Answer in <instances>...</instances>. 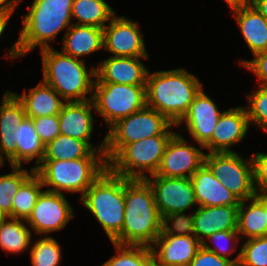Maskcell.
I'll return each mask as SVG.
<instances>
[{
    "instance_id": "1",
    "label": "cell",
    "mask_w": 267,
    "mask_h": 266,
    "mask_svg": "<svg viewBox=\"0 0 267 266\" xmlns=\"http://www.w3.org/2000/svg\"><path fill=\"white\" fill-rule=\"evenodd\" d=\"M73 0H33L22 19L19 37L6 51L5 58H21L33 51L52 47L50 44L58 34L65 32L72 22Z\"/></svg>"
},
{
    "instance_id": "2",
    "label": "cell",
    "mask_w": 267,
    "mask_h": 266,
    "mask_svg": "<svg viewBox=\"0 0 267 266\" xmlns=\"http://www.w3.org/2000/svg\"><path fill=\"white\" fill-rule=\"evenodd\" d=\"M160 233L161 216L152 187L146 180L125 178L124 223L111 242L151 247Z\"/></svg>"
},
{
    "instance_id": "3",
    "label": "cell",
    "mask_w": 267,
    "mask_h": 266,
    "mask_svg": "<svg viewBox=\"0 0 267 266\" xmlns=\"http://www.w3.org/2000/svg\"><path fill=\"white\" fill-rule=\"evenodd\" d=\"M203 87L200 79L185 68L149 70L146 81V106L177 125Z\"/></svg>"
},
{
    "instance_id": "4",
    "label": "cell",
    "mask_w": 267,
    "mask_h": 266,
    "mask_svg": "<svg viewBox=\"0 0 267 266\" xmlns=\"http://www.w3.org/2000/svg\"><path fill=\"white\" fill-rule=\"evenodd\" d=\"M40 53L42 81L51 86L65 102L92 99L96 66L92 65L90 69L84 60L66 55L54 47L42 49Z\"/></svg>"
},
{
    "instance_id": "5",
    "label": "cell",
    "mask_w": 267,
    "mask_h": 266,
    "mask_svg": "<svg viewBox=\"0 0 267 266\" xmlns=\"http://www.w3.org/2000/svg\"><path fill=\"white\" fill-rule=\"evenodd\" d=\"M101 225L109 241L122 230L125 213V178L108 168L79 199Z\"/></svg>"
},
{
    "instance_id": "6",
    "label": "cell",
    "mask_w": 267,
    "mask_h": 266,
    "mask_svg": "<svg viewBox=\"0 0 267 266\" xmlns=\"http://www.w3.org/2000/svg\"><path fill=\"white\" fill-rule=\"evenodd\" d=\"M107 168L106 158L43 160L35 173L40 177L44 188L47 187L45 190L62 194L79 193L81 198Z\"/></svg>"
},
{
    "instance_id": "7",
    "label": "cell",
    "mask_w": 267,
    "mask_h": 266,
    "mask_svg": "<svg viewBox=\"0 0 267 266\" xmlns=\"http://www.w3.org/2000/svg\"><path fill=\"white\" fill-rule=\"evenodd\" d=\"M171 123L164 115L145 106L143 109L119 119L108 128L105 135L107 163L125 146L157 135H174Z\"/></svg>"
},
{
    "instance_id": "8",
    "label": "cell",
    "mask_w": 267,
    "mask_h": 266,
    "mask_svg": "<svg viewBox=\"0 0 267 266\" xmlns=\"http://www.w3.org/2000/svg\"><path fill=\"white\" fill-rule=\"evenodd\" d=\"M172 136L157 135L125 145L108 162V169L126 179L145 180L158 170Z\"/></svg>"
},
{
    "instance_id": "9",
    "label": "cell",
    "mask_w": 267,
    "mask_h": 266,
    "mask_svg": "<svg viewBox=\"0 0 267 266\" xmlns=\"http://www.w3.org/2000/svg\"><path fill=\"white\" fill-rule=\"evenodd\" d=\"M92 101L109 128L146 106V85L94 83Z\"/></svg>"
},
{
    "instance_id": "10",
    "label": "cell",
    "mask_w": 267,
    "mask_h": 266,
    "mask_svg": "<svg viewBox=\"0 0 267 266\" xmlns=\"http://www.w3.org/2000/svg\"><path fill=\"white\" fill-rule=\"evenodd\" d=\"M204 164L240 201L256 196L251 157L245 159L236 151L206 153Z\"/></svg>"
},
{
    "instance_id": "11",
    "label": "cell",
    "mask_w": 267,
    "mask_h": 266,
    "mask_svg": "<svg viewBox=\"0 0 267 266\" xmlns=\"http://www.w3.org/2000/svg\"><path fill=\"white\" fill-rule=\"evenodd\" d=\"M73 218H75L74 209L64 193L44 189L25 221L34 234L48 236L64 229Z\"/></svg>"
},
{
    "instance_id": "12",
    "label": "cell",
    "mask_w": 267,
    "mask_h": 266,
    "mask_svg": "<svg viewBox=\"0 0 267 266\" xmlns=\"http://www.w3.org/2000/svg\"><path fill=\"white\" fill-rule=\"evenodd\" d=\"M137 22L116 14L103 28V50L114 57H150Z\"/></svg>"
},
{
    "instance_id": "13",
    "label": "cell",
    "mask_w": 267,
    "mask_h": 266,
    "mask_svg": "<svg viewBox=\"0 0 267 266\" xmlns=\"http://www.w3.org/2000/svg\"><path fill=\"white\" fill-rule=\"evenodd\" d=\"M184 135L175 133L166 145L160 166L154 175L191 178L204 164V147L190 145Z\"/></svg>"
},
{
    "instance_id": "14",
    "label": "cell",
    "mask_w": 267,
    "mask_h": 266,
    "mask_svg": "<svg viewBox=\"0 0 267 266\" xmlns=\"http://www.w3.org/2000/svg\"><path fill=\"white\" fill-rule=\"evenodd\" d=\"M145 180L153 189L160 216L185 213L197 205L191 178L151 175Z\"/></svg>"
},
{
    "instance_id": "15",
    "label": "cell",
    "mask_w": 267,
    "mask_h": 266,
    "mask_svg": "<svg viewBox=\"0 0 267 266\" xmlns=\"http://www.w3.org/2000/svg\"><path fill=\"white\" fill-rule=\"evenodd\" d=\"M215 101L204 92V86L196 94L189 110L176 125L179 130H185L189 137L198 145L204 146L212 137L221 114ZM185 124V126L183 125Z\"/></svg>"
},
{
    "instance_id": "16",
    "label": "cell",
    "mask_w": 267,
    "mask_h": 266,
    "mask_svg": "<svg viewBox=\"0 0 267 266\" xmlns=\"http://www.w3.org/2000/svg\"><path fill=\"white\" fill-rule=\"evenodd\" d=\"M250 129L245 106L231 107L221 114L211 139L203 146L207 153L234 152V145L243 142Z\"/></svg>"
},
{
    "instance_id": "17",
    "label": "cell",
    "mask_w": 267,
    "mask_h": 266,
    "mask_svg": "<svg viewBox=\"0 0 267 266\" xmlns=\"http://www.w3.org/2000/svg\"><path fill=\"white\" fill-rule=\"evenodd\" d=\"M92 111H95L92 99L83 102H65L58 114L60 134L86 141L96 151H105V137L96 146L91 142L95 127Z\"/></svg>"
},
{
    "instance_id": "18",
    "label": "cell",
    "mask_w": 267,
    "mask_h": 266,
    "mask_svg": "<svg viewBox=\"0 0 267 266\" xmlns=\"http://www.w3.org/2000/svg\"><path fill=\"white\" fill-rule=\"evenodd\" d=\"M149 57H114L100 60L95 83L146 85L149 69L141 62Z\"/></svg>"
},
{
    "instance_id": "19",
    "label": "cell",
    "mask_w": 267,
    "mask_h": 266,
    "mask_svg": "<svg viewBox=\"0 0 267 266\" xmlns=\"http://www.w3.org/2000/svg\"><path fill=\"white\" fill-rule=\"evenodd\" d=\"M201 244L194 235H159L151 246L154 266H188Z\"/></svg>"
},
{
    "instance_id": "20",
    "label": "cell",
    "mask_w": 267,
    "mask_h": 266,
    "mask_svg": "<svg viewBox=\"0 0 267 266\" xmlns=\"http://www.w3.org/2000/svg\"><path fill=\"white\" fill-rule=\"evenodd\" d=\"M22 103L11 92L3 93L0 105V156L10 166H17V144L14 142V127L26 117Z\"/></svg>"
},
{
    "instance_id": "21",
    "label": "cell",
    "mask_w": 267,
    "mask_h": 266,
    "mask_svg": "<svg viewBox=\"0 0 267 266\" xmlns=\"http://www.w3.org/2000/svg\"><path fill=\"white\" fill-rule=\"evenodd\" d=\"M239 206H197L194 236L202 243L218 231L237 230Z\"/></svg>"
},
{
    "instance_id": "22",
    "label": "cell",
    "mask_w": 267,
    "mask_h": 266,
    "mask_svg": "<svg viewBox=\"0 0 267 266\" xmlns=\"http://www.w3.org/2000/svg\"><path fill=\"white\" fill-rule=\"evenodd\" d=\"M191 182L197 206H239L240 200L228 190L203 164L192 176Z\"/></svg>"
},
{
    "instance_id": "23",
    "label": "cell",
    "mask_w": 267,
    "mask_h": 266,
    "mask_svg": "<svg viewBox=\"0 0 267 266\" xmlns=\"http://www.w3.org/2000/svg\"><path fill=\"white\" fill-rule=\"evenodd\" d=\"M22 103L27 117L37 118L41 116L58 115L65 101L48 84L40 82L23 91L22 94L11 91Z\"/></svg>"
},
{
    "instance_id": "24",
    "label": "cell",
    "mask_w": 267,
    "mask_h": 266,
    "mask_svg": "<svg viewBox=\"0 0 267 266\" xmlns=\"http://www.w3.org/2000/svg\"><path fill=\"white\" fill-rule=\"evenodd\" d=\"M246 46L254 56L267 50V20L253 6L231 9Z\"/></svg>"
},
{
    "instance_id": "25",
    "label": "cell",
    "mask_w": 267,
    "mask_h": 266,
    "mask_svg": "<svg viewBox=\"0 0 267 266\" xmlns=\"http://www.w3.org/2000/svg\"><path fill=\"white\" fill-rule=\"evenodd\" d=\"M103 49V29L94 26L72 24L64 32L61 51L74 58L84 60L87 56ZM83 57V59H81Z\"/></svg>"
},
{
    "instance_id": "26",
    "label": "cell",
    "mask_w": 267,
    "mask_h": 266,
    "mask_svg": "<svg viewBox=\"0 0 267 266\" xmlns=\"http://www.w3.org/2000/svg\"><path fill=\"white\" fill-rule=\"evenodd\" d=\"M14 142L17 144V166L35 160L31 167L35 170L44 159L45 145L35 131L32 118L26 116L20 125L14 127Z\"/></svg>"
},
{
    "instance_id": "27",
    "label": "cell",
    "mask_w": 267,
    "mask_h": 266,
    "mask_svg": "<svg viewBox=\"0 0 267 266\" xmlns=\"http://www.w3.org/2000/svg\"><path fill=\"white\" fill-rule=\"evenodd\" d=\"M266 222L264 205L255 196L240 201L237 232L241 240L267 236Z\"/></svg>"
},
{
    "instance_id": "28",
    "label": "cell",
    "mask_w": 267,
    "mask_h": 266,
    "mask_svg": "<svg viewBox=\"0 0 267 266\" xmlns=\"http://www.w3.org/2000/svg\"><path fill=\"white\" fill-rule=\"evenodd\" d=\"M80 158H106L105 151L94 150L86 141L58 135L45 145L43 160H77Z\"/></svg>"
},
{
    "instance_id": "29",
    "label": "cell",
    "mask_w": 267,
    "mask_h": 266,
    "mask_svg": "<svg viewBox=\"0 0 267 266\" xmlns=\"http://www.w3.org/2000/svg\"><path fill=\"white\" fill-rule=\"evenodd\" d=\"M32 234L25 220L4 217L0 221V248L7 255L25 252L31 247Z\"/></svg>"
},
{
    "instance_id": "30",
    "label": "cell",
    "mask_w": 267,
    "mask_h": 266,
    "mask_svg": "<svg viewBox=\"0 0 267 266\" xmlns=\"http://www.w3.org/2000/svg\"><path fill=\"white\" fill-rule=\"evenodd\" d=\"M116 14L106 0H73V24L104 28Z\"/></svg>"
},
{
    "instance_id": "31",
    "label": "cell",
    "mask_w": 267,
    "mask_h": 266,
    "mask_svg": "<svg viewBox=\"0 0 267 266\" xmlns=\"http://www.w3.org/2000/svg\"><path fill=\"white\" fill-rule=\"evenodd\" d=\"M11 172L0 175V212L12 218V202L20 186L35 172L34 169L10 166Z\"/></svg>"
},
{
    "instance_id": "32",
    "label": "cell",
    "mask_w": 267,
    "mask_h": 266,
    "mask_svg": "<svg viewBox=\"0 0 267 266\" xmlns=\"http://www.w3.org/2000/svg\"><path fill=\"white\" fill-rule=\"evenodd\" d=\"M44 188L40 177L34 172L19 188L12 202V218L26 220Z\"/></svg>"
},
{
    "instance_id": "33",
    "label": "cell",
    "mask_w": 267,
    "mask_h": 266,
    "mask_svg": "<svg viewBox=\"0 0 267 266\" xmlns=\"http://www.w3.org/2000/svg\"><path fill=\"white\" fill-rule=\"evenodd\" d=\"M113 244L116 255L100 266H154V256L151 247L142 245Z\"/></svg>"
},
{
    "instance_id": "34",
    "label": "cell",
    "mask_w": 267,
    "mask_h": 266,
    "mask_svg": "<svg viewBox=\"0 0 267 266\" xmlns=\"http://www.w3.org/2000/svg\"><path fill=\"white\" fill-rule=\"evenodd\" d=\"M240 242L242 243L237 230H228L218 231L212 234L206 238L201 245L205 249L216 253L220 257L231 260L236 266H238L241 258V250H239V245H241ZM237 249L239 250L237 255L233 256V259H230V256L233 255L232 253H236Z\"/></svg>"
},
{
    "instance_id": "35",
    "label": "cell",
    "mask_w": 267,
    "mask_h": 266,
    "mask_svg": "<svg viewBox=\"0 0 267 266\" xmlns=\"http://www.w3.org/2000/svg\"><path fill=\"white\" fill-rule=\"evenodd\" d=\"M29 250L32 266H59L63 257L59 242L51 235L32 241Z\"/></svg>"
},
{
    "instance_id": "36",
    "label": "cell",
    "mask_w": 267,
    "mask_h": 266,
    "mask_svg": "<svg viewBox=\"0 0 267 266\" xmlns=\"http://www.w3.org/2000/svg\"><path fill=\"white\" fill-rule=\"evenodd\" d=\"M253 91L246 93L249 124L267 133V87L258 85Z\"/></svg>"
},
{
    "instance_id": "37",
    "label": "cell",
    "mask_w": 267,
    "mask_h": 266,
    "mask_svg": "<svg viewBox=\"0 0 267 266\" xmlns=\"http://www.w3.org/2000/svg\"><path fill=\"white\" fill-rule=\"evenodd\" d=\"M238 266H267V236L242 240Z\"/></svg>"
},
{
    "instance_id": "38",
    "label": "cell",
    "mask_w": 267,
    "mask_h": 266,
    "mask_svg": "<svg viewBox=\"0 0 267 266\" xmlns=\"http://www.w3.org/2000/svg\"><path fill=\"white\" fill-rule=\"evenodd\" d=\"M160 235H194V211L161 216Z\"/></svg>"
},
{
    "instance_id": "39",
    "label": "cell",
    "mask_w": 267,
    "mask_h": 266,
    "mask_svg": "<svg viewBox=\"0 0 267 266\" xmlns=\"http://www.w3.org/2000/svg\"><path fill=\"white\" fill-rule=\"evenodd\" d=\"M35 131L38 133L40 140L47 145L50 141L60 135V125L58 115L41 116L32 118Z\"/></svg>"
},
{
    "instance_id": "40",
    "label": "cell",
    "mask_w": 267,
    "mask_h": 266,
    "mask_svg": "<svg viewBox=\"0 0 267 266\" xmlns=\"http://www.w3.org/2000/svg\"><path fill=\"white\" fill-rule=\"evenodd\" d=\"M254 59H239L241 67L251 71L256 75L259 86L267 87V50L257 53L253 56Z\"/></svg>"
},
{
    "instance_id": "41",
    "label": "cell",
    "mask_w": 267,
    "mask_h": 266,
    "mask_svg": "<svg viewBox=\"0 0 267 266\" xmlns=\"http://www.w3.org/2000/svg\"><path fill=\"white\" fill-rule=\"evenodd\" d=\"M251 158L255 190L257 193H267V153L257 152Z\"/></svg>"
},
{
    "instance_id": "42",
    "label": "cell",
    "mask_w": 267,
    "mask_h": 266,
    "mask_svg": "<svg viewBox=\"0 0 267 266\" xmlns=\"http://www.w3.org/2000/svg\"><path fill=\"white\" fill-rule=\"evenodd\" d=\"M188 266H236L231 260L220 257L216 253L201 246Z\"/></svg>"
},
{
    "instance_id": "43",
    "label": "cell",
    "mask_w": 267,
    "mask_h": 266,
    "mask_svg": "<svg viewBox=\"0 0 267 266\" xmlns=\"http://www.w3.org/2000/svg\"><path fill=\"white\" fill-rule=\"evenodd\" d=\"M21 2V0H0V21H6L9 24Z\"/></svg>"
},
{
    "instance_id": "44",
    "label": "cell",
    "mask_w": 267,
    "mask_h": 266,
    "mask_svg": "<svg viewBox=\"0 0 267 266\" xmlns=\"http://www.w3.org/2000/svg\"><path fill=\"white\" fill-rule=\"evenodd\" d=\"M229 9L237 7L251 6L254 0H224Z\"/></svg>"
},
{
    "instance_id": "45",
    "label": "cell",
    "mask_w": 267,
    "mask_h": 266,
    "mask_svg": "<svg viewBox=\"0 0 267 266\" xmlns=\"http://www.w3.org/2000/svg\"><path fill=\"white\" fill-rule=\"evenodd\" d=\"M267 20V0H254L252 4Z\"/></svg>"
},
{
    "instance_id": "46",
    "label": "cell",
    "mask_w": 267,
    "mask_h": 266,
    "mask_svg": "<svg viewBox=\"0 0 267 266\" xmlns=\"http://www.w3.org/2000/svg\"><path fill=\"white\" fill-rule=\"evenodd\" d=\"M255 197L264 205L267 221V193H257Z\"/></svg>"
},
{
    "instance_id": "47",
    "label": "cell",
    "mask_w": 267,
    "mask_h": 266,
    "mask_svg": "<svg viewBox=\"0 0 267 266\" xmlns=\"http://www.w3.org/2000/svg\"><path fill=\"white\" fill-rule=\"evenodd\" d=\"M7 26H8V23L6 21H0V39H1V36H3Z\"/></svg>"
},
{
    "instance_id": "48",
    "label": "cell",
    "mask_w": 267,
    "mask_h": 266,
    "mask_svg": "<svg viewBox=\"0 0 267 266\" xmlns=\"http://www.w3.org/2000/svg\"><path fill=\"white\" fill-rule=\"evenodd\" d=\"M5 164V160L0 156V168H2Z\"/></svg>"
},
{
    "instance_id": "49",
    "label": "cell",
    "mask_w": 267,
    "mask_h": 266,
    "mask_svg": "<svg viewBox=\"0 0 267 266\" xmlns=\"http://www.w3.org/2000/svg\"><path fill=\"white\" fill-rule=\"evenodd\" d=\"M4 218V216L2 215V213L0 212V221Z\"/></svg>"
}]
</instances>
